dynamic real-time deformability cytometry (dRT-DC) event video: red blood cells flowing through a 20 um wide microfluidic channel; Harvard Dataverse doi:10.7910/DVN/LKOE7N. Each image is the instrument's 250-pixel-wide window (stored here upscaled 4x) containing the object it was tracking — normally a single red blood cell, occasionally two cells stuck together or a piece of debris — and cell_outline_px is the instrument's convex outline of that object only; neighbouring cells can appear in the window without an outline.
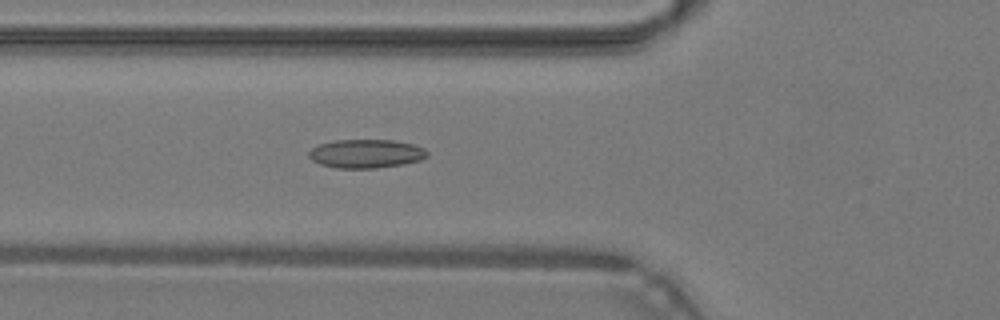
{"species": "common noctule bat (a hibernating species)", "species_latin": "Nyctalus noctula", "temperature_condition": "warm", "stored_images_in_passage": 46, "camera_frame_rate_fps": 3000, "um_per_image_px": 0.085, "animal": {"sex": "male", "body_mass_g": 19.2, "forearm_length_mm": 51.8}, "frame": {"image": 1, "passage_image": 16, "time_ms": 5.0, "image_size_px": [1000, 320], "cell_outline_px": [[428, 156], [420, 160], [400, 164], [376, 168], [336, 168], [320, 164], [312, 160], [308, 156], [308, 152], [312, 148], [320, 144], [336, 140], [392, 140], [412, 144], [424, 148], [428, 152]], "centroid_in_image_um": [31.1, 13.06], "position_along_channel_um": 94.7, "area_um2": 19.65}}
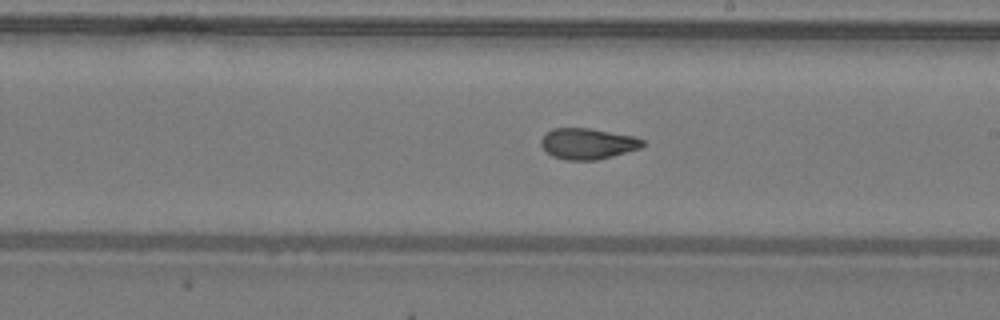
{"frame": {"image": 2, "passage_image": 26, "time_ms": 8.333, "image_size_px": [1000, 320], "cell_outline_px": [[644, 144], [640, 148], [612, 156], [596, 160], [568, 160], [552, 156], [540, 144], [540, 140], [552, 128], [588, 128], [636, 136], [644, 140]], "centroid_in_image_um": [49.97, 12.21], "position_along_channel_um": 239.0, "area_um2": 18.21}}
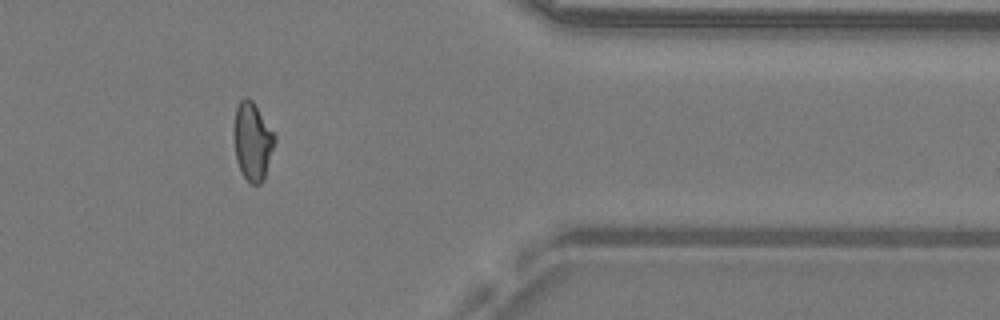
{"frame": {"image": 3, "passage_image": 38, "time_ms": 12.333, "image_size_px": [1000, 320], "cell_outline_px": [[276, 140], [264, 180], [260, 184], [252, 184], [244, 176], [236, 160], [236, 108], [240, 100], [244, 96], [248, 96], [252, 100], [276, 136]], "centroid_in_image_um": [21.51, 12.02], "position_along_channel_um": 389.9, "area_um2": 17.98}, "authors_computed_cell_mechanics": {"area_um2": 18.5538, "velocity_mm_per_s": 4.3117, "shape_relaxation_time_tau1_ms": null, "shape_relaxation_time_tau2_ms": 1.6247, "deformation_change_tau1": null, "deformation_change_tau2": 0.0737}}